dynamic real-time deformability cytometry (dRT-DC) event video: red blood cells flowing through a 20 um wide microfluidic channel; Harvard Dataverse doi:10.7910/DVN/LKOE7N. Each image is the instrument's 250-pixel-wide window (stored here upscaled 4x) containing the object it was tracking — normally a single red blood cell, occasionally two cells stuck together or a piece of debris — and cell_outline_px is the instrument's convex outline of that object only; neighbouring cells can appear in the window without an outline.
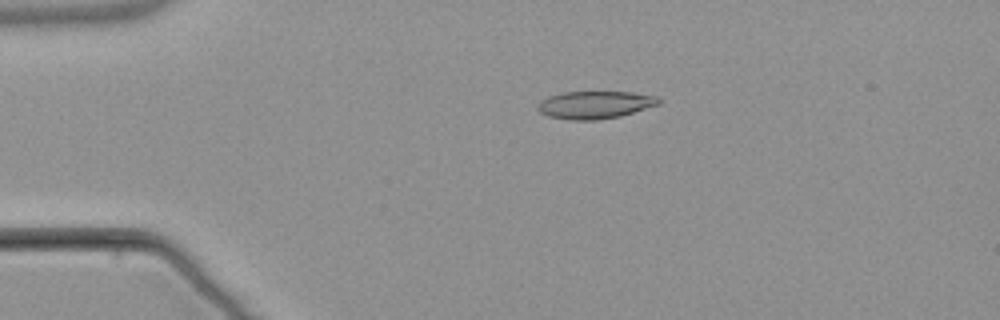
{"species": "common noctule bat (a hibernating species)", "species_latin": "Nyctalus noctula", "temperature_condition": "warm", "stored_images_in_passage": 5, "camera_frame_rate_fps": 3000, "um_per_image_px": 0.085, "animal": {"sex": "male", "body_mass_g": 21.5, "forearm_length_mm": 52.0}, "frame": {"image": 1, "passage_image": 4, "time_ms": 3.333, "image_size_px": [1000, 320], "cell_outline_px": [[660, 104], [620, 116], [596, 120], [572, 120], [548, 116], [540, 112], [536, 108], [536, 104], [540, 100], [548, 96], [564, 92], [632, 92], [656, 96], [660, 100]], "centroid_in_image_um": [50.53, 8.91], "position_along_channel_um": 34.5, "area_um2": 19.48}}